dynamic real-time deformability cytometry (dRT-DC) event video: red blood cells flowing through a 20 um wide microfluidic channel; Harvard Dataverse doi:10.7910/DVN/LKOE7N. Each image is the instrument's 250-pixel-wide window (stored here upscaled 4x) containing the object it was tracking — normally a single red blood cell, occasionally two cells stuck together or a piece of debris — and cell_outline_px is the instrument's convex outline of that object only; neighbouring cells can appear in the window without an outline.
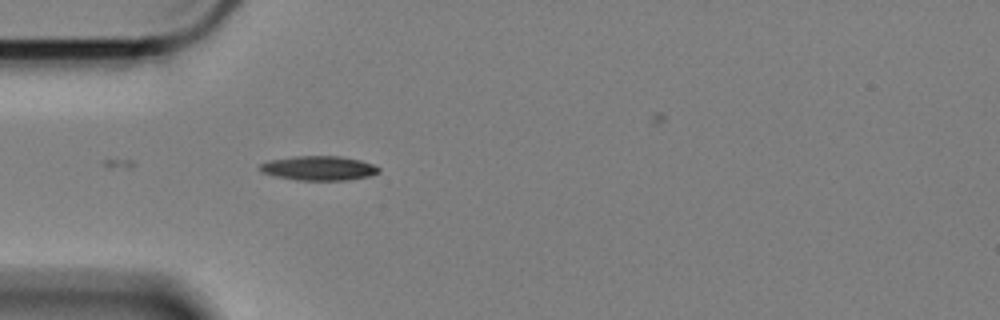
{"species": "Egyptian fruit bat (a non-hibernating species)", "species_latin": "Rousettus aegyptiacus", "temperature_condition": "cold", "stored_images_in_passage": 6, "camera_frame_rate_fps": 3000, "um_per_image_px": 0.085, "animal": {"sex": "female"}, "frame": {"image": 1, "passage_image": 1, "time_ms": 0.0, "image_size_px": [1000, 320], "cell_outline_px": [[380, 172], [368, 176], [348, 180], [296, 180], [272, 176], [260, 172], [256, 168], [260, 164], [272, 160], [296, 156], [340, 156], [360, 160], [372, 164], [380, 168]], "centroid_in_image_um": [27.05, 14.3], "position_along_channel_um": 57.9, "area_um2": 16.99}}
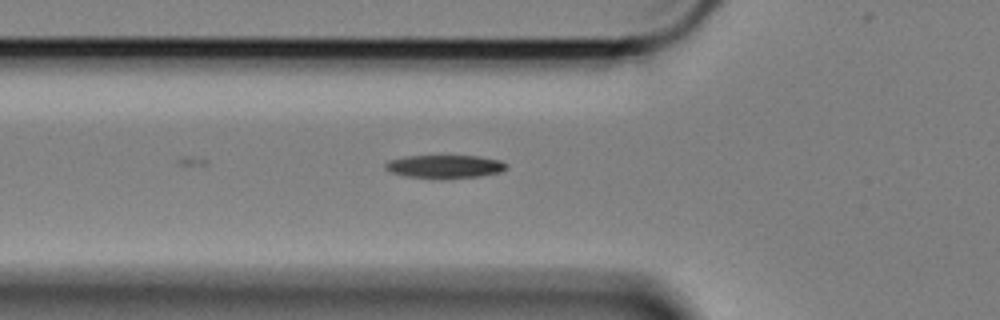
{"frame": {"image": 2, "passage_image": 4, "time_ms": 1.0, "image_size_px": [1000, 320], "cell_outline_px": [[508, 168], [500, 172], [476, 176], [408, 176], [392, 172], [384, 168], [384, 164], [388, 160], [408, 156], [476, 156], [500, 160], [508, 164]], "centroid_in_image_um": [37.82, 14.11], "position_along_channel_um": 88.0, "area_um2": 15.49}}